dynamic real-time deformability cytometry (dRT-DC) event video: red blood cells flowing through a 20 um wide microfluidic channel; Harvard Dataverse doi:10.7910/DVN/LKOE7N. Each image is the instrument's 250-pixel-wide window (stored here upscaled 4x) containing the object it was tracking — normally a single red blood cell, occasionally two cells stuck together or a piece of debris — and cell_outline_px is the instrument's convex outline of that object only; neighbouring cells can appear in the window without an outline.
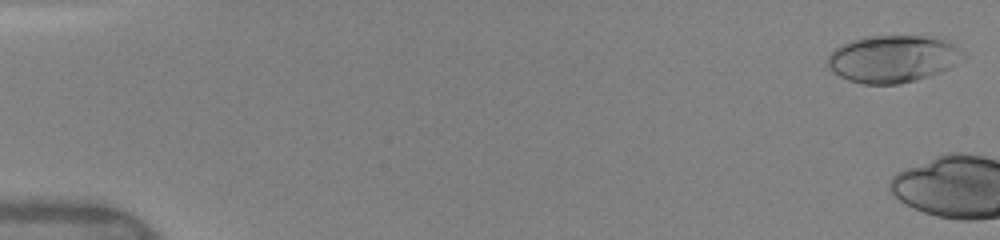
{"species": "human", "species_latin": "Homo sapiens", "temperature_condition": "warm", "stored_images_in_passage": 5, "camera_frame_rate_fps": 3000, "um_per_image_px": 0.085, "donor": {"sex": "female"}, "frame": {"image": 1, "passage_image": 1, "time_ms": 0.0, "image_size_px": [1000, 240], "cell_outline_px": [[968, 56], [948, 68], [940, 72], [916, 80], [900, 84], [864, 84], [848, 80], [840, 76], [828, 64], [828, 56], [840, 44], [864, 36], [944, 36], [964, 52]], "centroid_in_image_um": [75.97, 4.98], "position_along_channel_um": 9.0, "area_um2": 37.57}}